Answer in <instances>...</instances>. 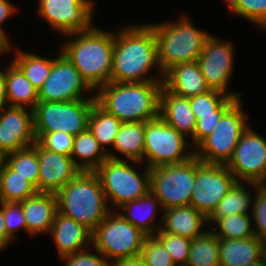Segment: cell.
Returning a JSON list of instances; mask_svg holds the SVG:
<instances>
[{
  "mask_svg": "<svg viewBox=\"0 0 266 266\" xmlns=\"http://www.w3.org/2000/svg\"><path fill=\"white\" fill-rule=\"evenodd\" d=\"M154 67H158V71L162 73L161 77L149 76L148 72ZM163 78L153 28L149 24L127 25L120 28V31L114 34L111 81L151 82L163 81Z\"/></svg>",
  "mask_w": 266,
  "mask_h": 266,
  "instance_id": "6da1fadb",
  "label": "cell"
},
{
  "mask_svg": "<svg viewBox=\"0 0 266 266\" xmlns=\"http://www.w3.org/2000/svg\"><path fill=\"white\" fill-rule=\"evenodd\" d=\"M67 35L76 39L64 42L60 52L69 58L86 84L95 91L111 82L114 33L93 26Z\"/></svg>",
  "mask_w": 266,
  "mask_h": 266,
  "instance_id": "7a4b0ae2",
  "label": "cell"
},
{
  "mask_svg": "<svg viewBox=\"0 0 266 266\" xmlns=\"http://www.w3.org/2000/svg\"><path fill=\"white\" fill-rule=\"evenodd\" d=\"M163 81L109 82L95 93L96 102L122 123L146 122L159 116Z\"/></svg>",
  "mask_w": 266,
  "mask_h": 266,
  "instance_id": "3957f363",
  "label": "cell"
},
{
  "mask_svg": "<svg viewBox=\"0 0 266 266\" xmlns=\"http://www.w3.org/2000/svg\"><path fill=\"white\" fill-rule=\"evenodd\" d=\"M58 212L93 232L111 211L95 172L80 171L56 194Z\"/></svg>",
  "mask_w": 266,
  "mask_h": 266,
  "instance_id": "277c9868",
  "label": "cell"
},
{
  "mask_svg": "<svg viewBox=\"0 0 266 266\" xmlns=\"http://www.w3.org/2000/svg\"><path fill=\"white\" fill-rule=\"evenodd\" d=\"M149 25L156 35L158 61L163 73L176 64L196 62L211 35L196 28L185 15L172 23Z\"/></svg>",
  "mask_w": 266,
  "mask_h": 266,
  "instance_id": "5b68a950",
  "label": "cell"
},
{
  "mask_svg": "<svg viewBox=\"0 0 266 266\" xmlns=\"http://www.w3.org/2000/svg\"><path fill=\"white\" fill-rule=\"evenodd\" d=\"M108 158L94 171L102 185L107 204L117 210L123 204L145 196L150 191V168L139 174L127 161L110 151ZM115 208V209H114Z\"/></svg>",
  "mask_w": 266,
  "mask_h": 266,
  "instance_id": "8992f818",
  "label": "cell"
},
{
  "mask_svg": "<svg viewBox=\"0 0 266 266\" xmlns=\"http://www.w3.org/2000/svg\"><path fill=\"white\" fill-rule=\"evenodd\" d=\"M120 212L111 210L92 232V247L99 250L110 264L140 256L147 237Z\"/></svg>",
  "mask_w": 266,
  "mask_h": 266,
  "instance_id": "52a82bcc",
  "label": "cell"
},
{
  "mask_svg": "<svg viewBox=\"0 0 266 266\" xmlns=\"http://www.w3.org/2000/svg\"><path fill=\"white\" fill-rule=\"evenodd\" d=\"M238 99L221 117L213 132L194 150L206 164H227L232 158L243 132L249 127L246 114Z\"/></svg>",
  "mask_w": 266,
  "mask_h": 266,
  "instance_id": "ba28073f",
  "label": "cell"
},
{
  "mask_svg": "<svg viewBox=\"0 0 266 266\" xmlns=\"http://www.w3.org/2000/svg\"><path fill=\"white\" fill-rule=\"evenodd\" d=\"M95 102L96 99L67 102L39 101L33 109L35 133L62 131L76 136L86 131Z\"/></svg>",
  "mask_w": 266,
  "mask_h": 266,
  "instance_id": "9c48e42d",
  "label": "cell"
},
{
  "mask_svg": "<svg viewBox=\"0 0 266 266\" xmlns=\"http://www.w3.org/2000/svg\"><path fill=\"white\" fill-rule=\"evenodd\" d=\"M196 176V156L189 160L150 169V191L160 200L162 210L188 206Z\"/></svg>",
  "mask_w": 266,
  "mask_h": 266,
  "instance_id": "30bf717a",
  "label": "cell"
},
{
  "mask_svg": "<svg viewBox=\"0 0 266 266\" xmlns=\"http://www.w3.org/2000/svg\"><path fill=\"white\" fill-rule=\"evenodd\" d=\"M186 137L169 126L160 116L145 122L144 163L154 167L178 164L192 158L194 151L187 150ZM187 151L185 154L184 151Z\"/></svg>",
  "mask_w": 266,
  "mask_h": 266,
  "instance_id": "8fae6325",
  "label": "cell"
},
{
  "mask_svg": "<svg viewBox=\"0 0 266 266\" xmlns=\"http://www.w3.org/2000/svg\"><path fill=\"white\" fill-rule=\"evenodd\" d=\"M236 182L226 164H206L196 157V176L190 205L208 218Z\"/></svg>",
  "mask_w": 266,
  "mask_h": 266,
  "instance_id": "7c38bea8",
  "label": "cell"
},
{
  "mask_svg": "<svg viewBox=\"0 0 266 266\" xmlns=\"http://www.w3.org/2000/svg\"><path fill=\"white\" fill-rule=\"evenodd\" d=\"M93 91L82 79L79 71L64 53L53 59L48 78L38 90V100L47 102H67L78 99H95V94L83 97V93Z\"/></svg>",
  "mask_w": 266,
  "mask_h": 266,
  "instance_id": "4fadbf2b",
  "label": "cell"
},
{
  "mask_svg": "<svg viewBox=\"0 0 266 266\" xmlns=\"http://www.w3.org/2000/svg\"><path fill=\"white\" fill-rule=\"evenodd\" d=\"M226 166L237 182L261 185L266 179V139L249 126Z\"/></svg>",
  "mask_w": 266,
  "mask_h": 266,
  "instance_id": "5bb4252c",
  "label": "cell"
},
{
  "mask_svg": "<svg viewBox=\"0 0 266 266\" xmlns=\"http://www.w3.org/2000/svg\"><path fill=\"white\" fill-rule=\"evenodd\" d=\"M91 0H39L38 14L61 34L87 31L94 25Z\"/></svg>",
  "mask_w": 266,
  "mask_h": 266,
  "instance_id": "9a60e30c",
  "label": "cell"
},
{
  "mask_svg": "<svg viewBox=\"0 0 266 266\" xmlns=\"http://www.w3.org/2000/svg\"><path fill=\"white\" fill-rule=\"evenodd\" d=\"M234 46L210 35L197 62L210 90L222 92L229 97L241 99V93L228 92V81L233 72Z\"/></svg>",
  "mask_w": 266,
  "mask_h": 266,
  "instance_id": "2e32d148",
  "label": "cell"
},
{
  "mask_svg": "<svg viewBox=\"0 0 266 266\" xmlns=\"http://www.w3.org/2000/svg\"><path fill=\"white\" fill-rule=\"evenodd\" d=\"M26 107H0V153L5 156L31 147L36 142L33 110Z\"/></svg>",
  "mask_w": 266,
  "mask_h": 266,
  "instance_id": "e0dca14e",
  "label": "cell"
},
{
  "mask_svg": "<svg viewBox=\"0 0 266 266\" xmlns=\"http://www.w3.org/2000/svg\"><path fill=\"white\" fill-rule=\"evenodd\" d=\"M37 153L40 163L38 192L56 194L80 172L70 156L49 151L38 142Z\"/></svg>",
  "mask_w": 266,
  "mask_h": 266,
  "instance_id": "ac0fdd59",
  "label": "cell"
},
{
  "mask_svg": "<svg viewBox=\"0 0 266 266\" xmlns=\"http://www.w3.org/2000/svg\"><path fill=\"white\" fill-rule=\"evenodd\" d=\"M159 116L186 138L190 136L191 147H194L196 117L189 98L178 96L162 86L159 94Z\"/></svg>",
  "mask_w": 266,
  "mask_h": 266,
  "instance_id": "d6986e66",
  "label": "cell"
},
{
  "mask_svg": "<svg viewBox=\"0 0 266 266\" xmlns=\"http://www.w3.org/2000/svg\"><path fill=\"white\" fill-rule=\"evenodd\" d=\"M49 233H51L50 236L57 247L60 258L83 251L92 244V232L89 229L59 212L55 215Z\"/></svg>",
  "mask_w": 266,
  "mask_h": 266,
  "instance_id": "ffe728a7",
  "label": "cell"
},
{
  "mask_svg": "<svg viewBox=\"0 0 266 266\" xmlns=\"http://www.w3.org/2000/svg\"><path fill=\"white\" fill-rule=\"evenodd\" d=\"M163 86L181 97H192L210 90L199 63H179L164 73Z\"/></svg>",
  "mask_w": 266,
  "mask_h": 266,
  "instance_id": "44dd1931",
  "label": "cell"
},
{
  "mask_svg": "<svg viewBox=\"0 0 266 266\" xmlns=\"http://www.w3.org/2000/svg\"><path fill=\"white\" fill-rule=\"evenodd\" d=\"M19 203L24 213L26 233L34 236L50 232L58 212L57 198L54 193L37 192Z\"/></svg>",
  "mask_w": 266,
  "mask_h": 266,
  "instance_id": "7402d4cb",
  "label": "cell"
},
{
  "mask_svg": "<svg viewBox=\"0 0 266 266\" xmlns=\"http://www.w3.org/2000/svg\"><path fill=\"white\" fill-rule=\"evenodd\" d=\"M162 211L163 220L159 222L161 229L158 232H167L189 239L205 232L202 227L208 224L207 218L191 205L172 207Z\"/></svg>",
  "mask_w": 266,
  "mask_h": 266,
  "instance_id": "603a6c76",
  "label": "cell"
},
{
  "mask_svg": "<svg viewBox=\"0 0 266 266\" xmlns=\"http://www.w3.org/2000/svg\"><path fill=\"white\" fill-rule=\"evenodd\" d=\"M220 266H247L263 258V242L252 236L219 239Z\"/></svg>",
  "mask_w": 266,
  "mask_h": 266,
  "instance_id": "cb8c5ba5",
  "label": "cell"
},
{
  "mask_svg": "<svg viewBox=\"0 0 266 266\" xmlns=\"http://www.w3.org/2000/svg\"><path fill=\"white\" fill-rule=\"evenodd\" d=\"M158 208L162 210L160 200L149 191L145 196L123 204L117 211L122 210L124 213L120 214L149 237L154 236L161 229V226L156 225L155 227L152 224L153 222L156 224L155 218Z\"/></svg>",
  "mask_w": 266,
  "mask_h": 266,
  "instance_id": "d4e9b609",
  "label": "cell"
},
{
  "mask_svg": "<svg viewBox=\"0 0 266 266\" xmlns=\"http://www.w3.org/2000/svg\"><path fill=\"white\" fill-rule=\"evenodd\" d=\"M5 81L7 106H30L29 108L32 110L35 108L39 102L38 89L12 61L5 69Z\"/></svg>",
  "mask_w": 266,
  "mask_h": 266,
  "instance_id": "484cf974",
  "label": "cell"
},
{
  "mask_svg": "<svg viewBox=\"0 0 266 266\" xmlns=\"http://www.w3.org/2000/svg\"><path fill=\"white\" fill-rule=\"evenodd\" d=\"M74 157L80 158L81 162ZM107 158V152L89 129L74 137L71 159L80 171L94 172Z\"/></svg>",
  "mask_w": 266,
  "mask_h": 266,
  "instance_id": "4316f807",
  "label": "cell"
},
{
  "mask_svg": "<svg viewBox=\"0 0 266 266\" xmlns=\"http://www.w3.org/2000/svg\"><path fill=\"white\" fill-rule=\"evenodd\" d=\"M145 122L122 123L115 137L113 148L127 158V160L144 162Z\"/></svg>",
  "mask_w": 266,
  "mask_h": 266,
  "instance_id": "83f0119b",
  "label": "cell"
},
{
  "mask_svg": "<svg viewBox=\"0 0 266 266\" xmlns=\"http://www.w3.org/2000/svg\"><path fill=\"white\" fill-rule=\"evenodd\" d=\"M252 201V195L244 183L236 182L207 218V223H215L219 218L233 214H249Z\"/></svg>",
  "mask_w": 266,
  "mask_h": 266,
  "instance_id": "f1b7e54d",
  "label": "cell"
},
{
  "mask_svg": "<svg viewBox=\"0 0 266 266\" xmlns=\"http://www.w3.org/2000/svg\"><path fill=\"white\" fill-rule=\"evenodd\" d=\"M25 178L3 162L0 170V202H21L37 193Z\"/></svg>",
  "mask_w": 266,
  "mask_h": 266,
  "instance_id": "f546056e",
  "label": "cell"
},
{
  "mask_svg": "<svg viewBox=\"0 0 266 266\" xmlns=\"http://www.w3.org/2000/svg\"><path fill=\"white\" fill-rule=\"evenodd\" d=\"M186 266H220L219 238L211 228L191 239Z\"/></svg>",
  "mask_w": 266,
  "mask_h": 266,
  "instance_id": "4dcf8cb0",
  "label": "cell"
},
{
  "mask_svg": "<svg viewBox=\"0 0 266 266\" xmlns=\"http://www.w3.org/2000/svg\"><path fill=\"white\" fill-rule=\"evenodd\" d=\"M121 124L122 122L117 117L108 113L97 102L93 104L88 129L107 153L108 151L105 146H113Z\"/></svg>",
  "mask_w": 266,
  "mask_h": 266,
  "instance_id": "1f68e13d",
  "label": "cell"
},
{
  "mask_svg": "<svg viewBox=\"0 0 266 266\" xmlns=\"http://www.w3.org/2000/svg\"><path fill=\"white\" fill-rule=\"evenodd\" d=\"M12 62L23 72L25 77L38 90L48 78L53 65V59L43 58L34 53L17 51Z\"/></svg>",
  "mask_w": 266,
  "mask_h": 266,
  "instance_id": "d6a6232c",
  "label": "cell"
},
{
  "mask_svg": "<svg viewBox=\"0 0 266 266\" xmlns=\"http://www.w3.org/2000/svg\"><path fill=\"white\" fill-rule=\"evenodd\" d=\"M4 162L22 177H25L38 191L39 159L37 141L33 146L7 154Z\"/></svg>",
  "mask_w": 266,
  "mask_h": 266,
  "instance_id": "836d02e7",
  "label": "cell"
},
{
  "mask_svg": "<svg viewBox=\"0 0 266 266\" xmlns=\"http://www.w3.org/2000/svg\"><path fill=\"white\" fill-rule=\"evenodd\" d=\"M251 214H233L219 218L213 231L219 239H240L255 236Z\"/></svg>",
  "mask_w": 266,
  "mask_h": 266,
  "instance_id": "e575fe53",
  "label": "cell"
},
{
  "mask_svg": "<svg viewBox=\"0 0 266 266\" xmlns=\"http://www.w3.org/2000/svg\"><path fill=\"white\" fill-rule=\"evenodd\" d=\"M226 5L233 14L266 30V0H230Z\"/></svg>",
  "mask_w": 266,
  "mask_h": 266,
  "instance_id": "d590c367",
  "label": "cell"
},
{
  "mask_svg": "<svg viewBox=\"0 0 266 266\" xmlns=\"http://www.w3.org/2000/svg\"><path fill=\"white\" fill-rule=\"evenodd\" d=\"M154 237L168 251L176 266H186L189 258L191 239L167 232H157Z\"/></svg>",
  "mask_w": 266,
  "mask_h": 266,
  "instance_id": "8d00e7d4",
  "label": "cell"
},
{
  "mask_svg": "<svg viewBox=\"0 0 266 266\" xmlns=\"http://www.w3.org/2000/svg\"><path fill=\"white\" fill-rule=\"evenodd\" d=\"M229 98L228 95L209 90L206 93L189 97V103L194 116L200 119L201 116L215 115V111Z\"/></svg>",
  "mask_w": 266,
  "mask_h": 266,
  "instance_id": "74e56055",
  "label": "cell"
},
{
  "mask_svg": "<svg viewBox=\"0 0 266 266\" xmlns=\"http://www.w3.org/2000/svg\"><path fill=\"white\" fill-rule=\"evenodd\" d=\"M247 185L253 187L256 190L255 195L253 196L255 199L252 201V210L250 212L252 220H254L253 229L254 234L257 236L262 242L266 241V189H264L258 183H250Z\"/></svg>",
  "mask_w": 266,
  "mask_h": 266,
  "instance_id": "f35d334b",
  "label": "cell"
},
{
  "mask_svg": "<svg viewBox=\"0 0 266 266\" xmlns=\"http://www.w3.org/2000/svg\"><path fill=\"white\" fill-rule=\"evenodd\" d=\"M140 257L147 266H176L164 246L154 237H146Z\"/></svg>",
  "mask_w": 266,
  "mask_h": 266,
  "instance_id": "ab89813d",
  "label": "cell"
},
{
  "mask_svg": "<svg viewBox=\"0 0 266 266\" xmlns=\"http://www.w3.org/2000/svg\"><path fill=\"white\" fill-rule=\"evenodd\" d=\"M238 100V98L229 97L216 111L215 115L201 116L196 120L194 132V148L208 137L219 123L222 115Z\"/></svg>",
  "mask_w": 266,
  "mask_h": 266,
  "instance_id": "60d3db41",
  "label": "cell"
},
{
  "mask_svg": "<svg viewBox=\"0 0 266 266\" xmlns=\"http://www.w3.org/2000/svg\"><path fill=\"white\" fill-rule=\"evenodd\" d=\"M36 141L45 149L71 157L74 137L71 134L56 131L51 133H35Z\"/></svg>",
  "mask_w": 266,
  "mask_h": 266,
  "instance_id": "b9f144b4",
  "label": "cell"
},
{
  "mask_svg": "<svg viewBox=\"0 0 266 266\" xmlns=\"http://www.w3.org/2000/svg\"><path fill=\"white\" fill-rule=\"evenodd\" d=\"M0 208L3 211L5 218V226L7 229V236L15 241V232L22 228L26 231V222L22 205L18 202H0Z\"/></svg>",
  "mask_w": 266,
  "mask_h": 266,
  "instance_id": "7bdbcfd3",
  "label": "cell"
},
{
  "mask_svg": "<svg viewBox=\"0 0 266 266\" xmlns=\"http://www.w3.org/2000/svg\"><path fill=\"white\" fill-rule=\"evenodd\" d=\"M97 254L90 253L89 247L80 252L71 253L62 256L60 259L64 260V266H111L106 257L97 249Z\"/></svg>",
  "mask_w": 266,
  "mask_h": 266,
  "instance_id": "ee69618b",
  "label": "cell"
},
{
  "mask_svg": "<svg viewBox=\"0 0 266 266\" xmlns=\"http://www.w3.org/2000/svg\"><path fill=\"white\" fill-rule=\"evenodd\" d=\"M17 8L18 7H15V5L8 0H0V34H2L8 41L10 40L7 38L8 36L1 25L6 22L15 11H17Z\"/></svg>",
  "mask_w": 266,
  "mask_h": 266,
  "instance_id": "f6af8a7d",
  "label": "cell"
},
{
  "mask_svg": "<svg viewBox=\"0 0 266 266\" xmlns=\"http://www.w3.org/2000/svg\"><path fill=\"white\" fill-rule=\"evenodd\" d=\"M12 240L7 236V229L5 226V218L3 215V211L0 208V251L7 247V245L11 244Z\"/></svg>",
  "mask_w": 266,
  "mask_h": 266,
  "instance_id": "bcb514c9",
  "label": "cell"
},
{
  "mask_svg": "<svg viewBox=\"0 0 266 266\" xmlns=\"http://www.w3.org/2000/svg\"><path fill=\"white\" fill-rule=\"evenodd\" d=\"M111 266H147L143 259L138 256L135 258H129V259H122L115 261L111 264Z\"/></svg>",
  "mask_w": 266,
  "mask_h": 266,
  "instance_id": "7dc6e473",
  "label": "cell"
},
{
  "mask_svg": "<svg viewBox=\"0 0 266 266\" xmlns=\"http://www.w3.org/2000/svg\"><path fill=\"white\" fill-rule=\"evenodd\" d=\"M7 106L5 70L0 69V107Z\"/></svg>",
  "mask_w": 266,
  "mask_h": 266,
  "instance_id": "c3c4849f",
  "label": "cell"
},
{
  "mask_svg": "<svg viewBox=\"0 0 266 266\" xmlns=\"http://www.w3.org/2000/svg\"><path fill=\"white\" fill-rule=\"evenodd\" d=\"M10 42L2 35L0 34V56H2L7 51L9 52L11 48Z\"/></svg>",
  "mask_w": 266,
  "mask_h": 266,
  "instance_id": "681fc988",
  "label": "cell"
},
{
  "mask_svg": "<svg viewBox=\"0 0 266 266\" xmlns=\"http://www.w3.org/2000/svg\"><path fill=\"white\" fill-rule=\"evenodd\" d=\"M247 266H266V263H265V260L264 258L252 263V264H249Z\"/></svg>",
  "mask_w": 266,
  "mask_h": 266,
  "instance_id": "f907efd6",
  "label": "cell"
},
{
  "mask_svg": "<svg viewBox=\"0 0 266 266\" xmlns=\"http://www.w3.org/2000/svg\"><path fill=\"white\" fill-rule=\"evenodd\" d=\"M3 162H4V156L0 153V170H1Z\"/></svg>",
  "mask_w": 266,
  "mask_h": 266,
  "instance_id": "816d5d0a",
  "label": "cell"
},
{
  "mask_svg": "<svg viewBox=\"0 0 266 266\" xmlns=\"http://www.w3.org/2000/svg\"><path fill=\"white\" fill-rule=\"evenodd\" d=\"M261 186H262L264 189H266V179H265V181L261 184Z\"/></svg>",
  "mask_w": 266,
  "mask_h": 266,
  "instance_id": "f5cc1de1",
  "label": "cell"
}]
</instances>
